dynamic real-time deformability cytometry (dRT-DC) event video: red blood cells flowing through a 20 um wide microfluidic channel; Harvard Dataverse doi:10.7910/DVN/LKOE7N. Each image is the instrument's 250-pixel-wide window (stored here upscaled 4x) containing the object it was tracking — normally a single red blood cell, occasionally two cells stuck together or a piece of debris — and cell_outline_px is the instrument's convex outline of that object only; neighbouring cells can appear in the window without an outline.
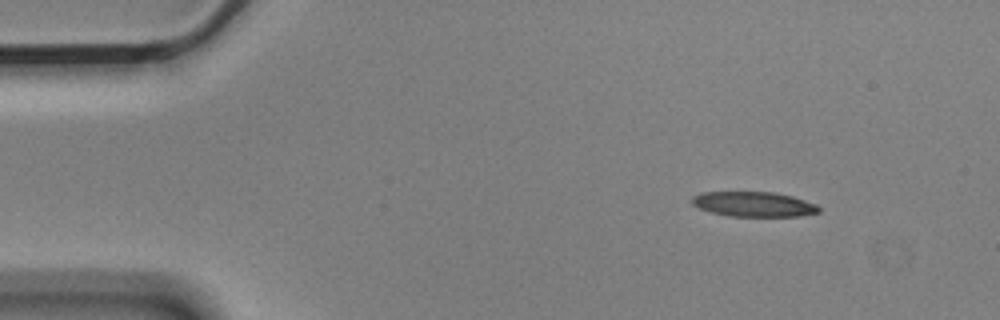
{"species": "Egyptian fruit bat (a non-hibernating species)", "species_latin": "Rousettus aegyptiacus", "temperature_condition": "cold", "stored_images_in_passage": 12, "camera_frame_rate_fps": 3000, "um_per_image_px": 0.085, "animal": {"sex": "male"}, "frame": {"image": 1, "passage_image": 1, "time_ms": 0.0, "image_size_px": [1000, 320], "cell_outline_px": [[820, 212], [800, 216], [728, 216], [712, 212], [700, 208], [692, 204], [688, 200], [692, 196], [700, 192], [772, 192], [792, 196], [816, 204], [820, 208]], "centroid_in_image_um": [64.03, 17.35], "position_along_channel_um": 21.0, "area_um2": 18.5}}
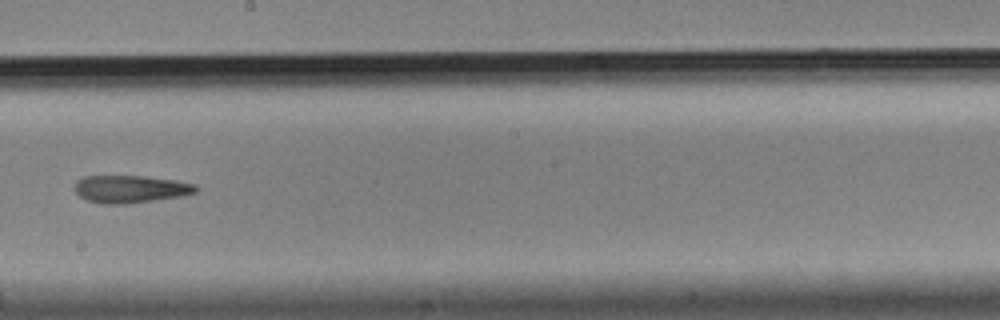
{"frame": {"image": 2, "passage_image": 7, "time_ms": 2.0, "image_size_px": [1000, 320], "cell_outline_px": [[200, 188], [196, 192], [180, 196], [124, 204], [100, 204], [88, 200], [80, 196], [72, 188], [76, 180], [84, 176], [144, 176], [176, 180], [196, 184]], "centroid_in_image_um": [11.06, 16.06], "position_along_channel_um": 237.1, "area_um2": 19.54}}
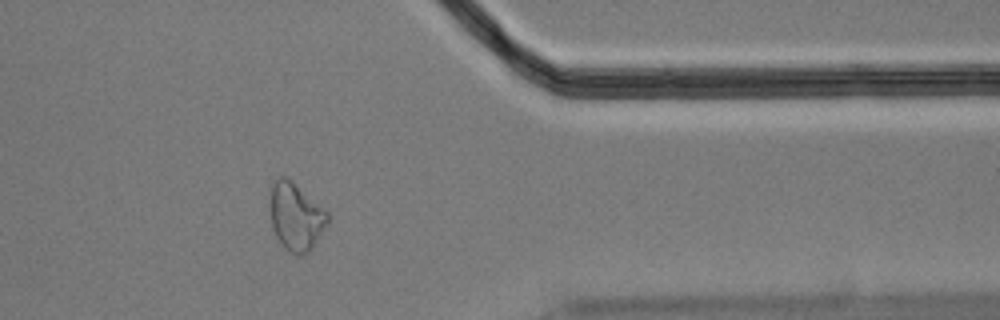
{"frame": {"image": 3, "passage_image": 11, "time_ms": 3.333, "image_size_px": [1000, 320], "cell_outline_px": [[328, 224], [312, 248], [308, 252], [296, 256], [284, 248], [280, 244], [272, 228], [268, 204], [268, 200], [272, 184], [280, 176], [284, 176], [324, 208], [328, 212]], "centroid_in_image_um": [25.11, 18.44], "position_along_channel_um": 386.3, "area_um2": 22.77}}